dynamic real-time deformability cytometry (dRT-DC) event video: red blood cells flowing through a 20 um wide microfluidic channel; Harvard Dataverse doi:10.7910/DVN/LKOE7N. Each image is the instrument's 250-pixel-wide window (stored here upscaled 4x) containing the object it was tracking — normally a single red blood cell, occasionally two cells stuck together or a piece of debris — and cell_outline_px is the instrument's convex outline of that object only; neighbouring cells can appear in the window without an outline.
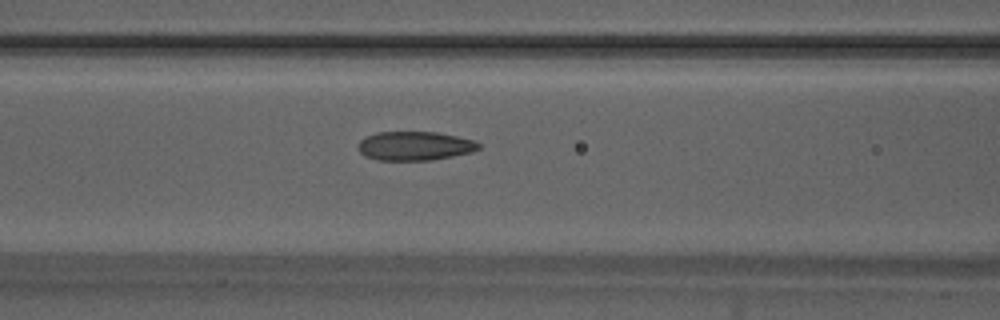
{"species": "Egyptian fruit bat (a non-hibernating species)", "species_latin": "Rousettus aegyptiacus", "temperature_condition": "warm", "stored_images_in_passage": 20, "camera_frame_rate_fps": 3000, "um_per_image_px": 0.085, "animal": {"sex": "male"}, "frame": {"image": 1, "passage_image": 11, "time_ms": 3.333, "image_size_px": [1000, 320], "cell_outline_px": [[480, 148], [472, 152], [432, 160], [376, 160], [364, 156], [360, 152], [360, 140], [376, 132], [436, 132], [456, 136], [472, 140], [480, 144]], "centroid_in_image_um": [35.26, 12.41], "position_along_channel_um": 131.3, "area_um2": 20.17}}